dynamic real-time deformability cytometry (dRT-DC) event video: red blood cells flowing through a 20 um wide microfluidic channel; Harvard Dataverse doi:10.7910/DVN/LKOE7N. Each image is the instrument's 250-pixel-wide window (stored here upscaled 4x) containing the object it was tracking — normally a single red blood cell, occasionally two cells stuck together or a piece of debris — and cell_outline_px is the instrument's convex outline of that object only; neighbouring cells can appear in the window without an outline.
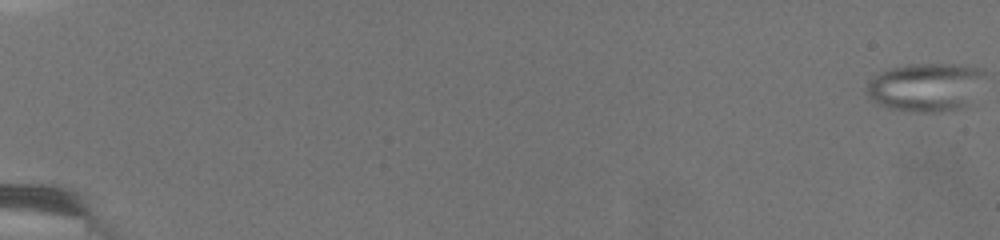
{"species": "common noctule bat (a hibernating species)", "species_latin": "Nyctalus noctula", "temperature_condition": "warm", "stored_images_in_passage": 64, "camera_frame_rate_fps": 3000, "um_per_image_px": 0.085, "animal": {"sex": "female", "body_mass_g": 19.5, "forearm_length_mm": 54.1}, "frame": {"image": 1, "passage_image": 1, "time_ms": 0.0, "image_size_px": [1000, 240], "cell_outline_px": [[984, 76], [968, 104], [960, 108], [936, 112], [908, 112], [888, 108], [876, 104], [868, 100], [868, 84], [880, 72], [892, 68], [908, 64], [952, 64], [976, 68], [984, 72]], "centroid_in_image_um": [78.63, 7.42], "position_along_channel_um": 6.4, "area_um2": 32.95}}
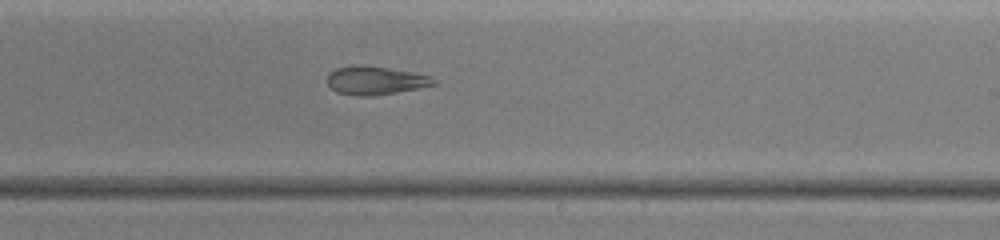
{"frame": {"image": 2, "passage_image": 42, "time_ms": 11.0, "image_size_px": [1000, 240], "cell_outline_px": [[436, 84], [376, 96], [360, 96], [336, 92], [328, 84], [328, 76], [336, 68], [352, 64], [388, 68], [412, 72], [432, 76], [436, 80]], "centroid_in_image_um": [31.91, 6.84], "position_along_channel_um": 257.1, "area_um2": 17.46}}
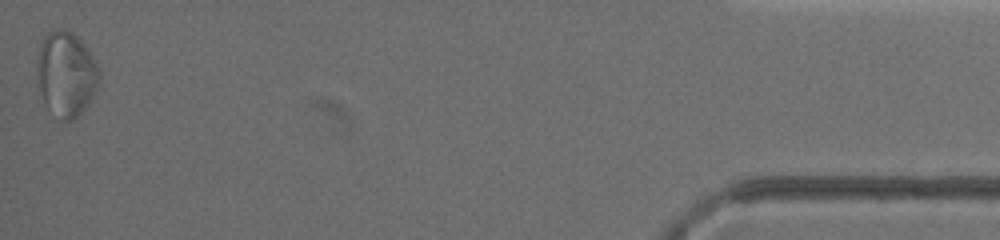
{"frame": {"image": 3, "passage_image": 64, "time_ms": 17.0, "image_size_px": [1000, 240], "cell_outline_px": [[100, 76], [96, 88], [88, 104], [72, 120], [60, 120], [48, 108], [44, 100], [36, 76], [36, 60], [40, 44], [44, 36], [48, 32], [56, 28], [64, 28], [72, 32], [76, 36], [96, 60], [100, 72]], "centroid_in_image_um": [5.6, 6.25], "position_along_channel_um": 429.6, "area_um2": 30.69}, "authors_computed_cell_mechanics": {"area_um2": 27.455, "velocity_mm_per_s": 4.2329, "shape_relaxation_time_tau1_ms": null, "shape_relaxation_time_tau2_ms": 2.1693, "deformation_change_tau1": null, "deformation_change_tau2": 0.0995}}